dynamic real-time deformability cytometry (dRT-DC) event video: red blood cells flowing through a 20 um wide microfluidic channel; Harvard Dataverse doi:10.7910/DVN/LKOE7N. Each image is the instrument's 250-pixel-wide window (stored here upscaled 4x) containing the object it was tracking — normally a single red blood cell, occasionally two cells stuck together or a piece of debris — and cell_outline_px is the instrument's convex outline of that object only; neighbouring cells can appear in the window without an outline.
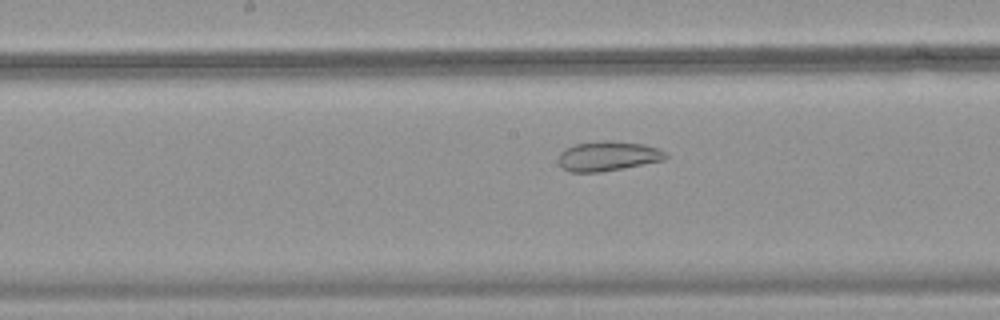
{"species": "common noctule bat (a hibernating species)", "species_latin": "Nyctalus noctula", "temperature_condition": "warm", "stored_images_in_passage": 30, "camera_frame_rate_fps": 3000, "um_per_image_px": 0.085, "animal": {"sex": "female", "body_mass_g": 18.4}, "frame": {"image": 1, "passage_image": 22, "time_ms": 7.0, "image_size_px": [1000, 320], "cell_outline_px": [[668, 156], [664, 160], [624, 168], [600, 172], [568, 172], [556, 160], [560, 152], [564, 148], [576, 144], [600, 140], [612, 140], [644, 144], [656, 148], [664, 152]], "centroid_in_image_um": [51.63, 13.26], "position_along_channel_um": 196.6, "area_um2": 18.73}}
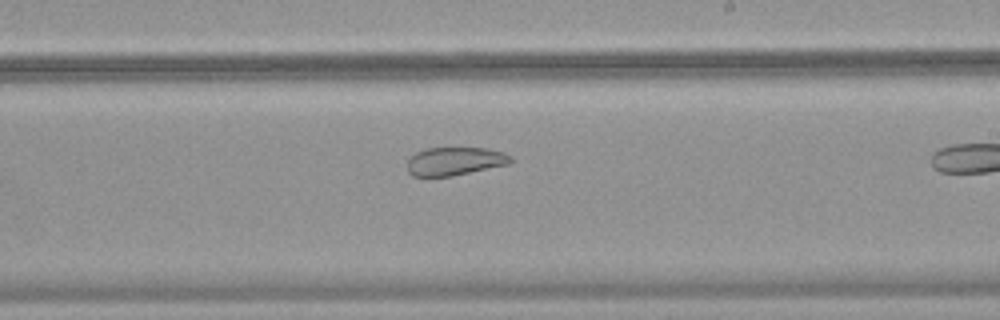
{"frame": {"image": 2, "passage_image": 26, "time_ms": 8.333, "image_size_px": [1000, 320], "cell_outline_px": [[512, 160], [508, 164], [452, 176], [412, 176], [408, 172], [408, 160], [416, 152], [424, 148], [488, 148], [504, 152], [512, 156]], "centroid_in_image_um": [38.66, 13.69], "position_along_channel_um": 250.3, "area_um2": 16.99}}